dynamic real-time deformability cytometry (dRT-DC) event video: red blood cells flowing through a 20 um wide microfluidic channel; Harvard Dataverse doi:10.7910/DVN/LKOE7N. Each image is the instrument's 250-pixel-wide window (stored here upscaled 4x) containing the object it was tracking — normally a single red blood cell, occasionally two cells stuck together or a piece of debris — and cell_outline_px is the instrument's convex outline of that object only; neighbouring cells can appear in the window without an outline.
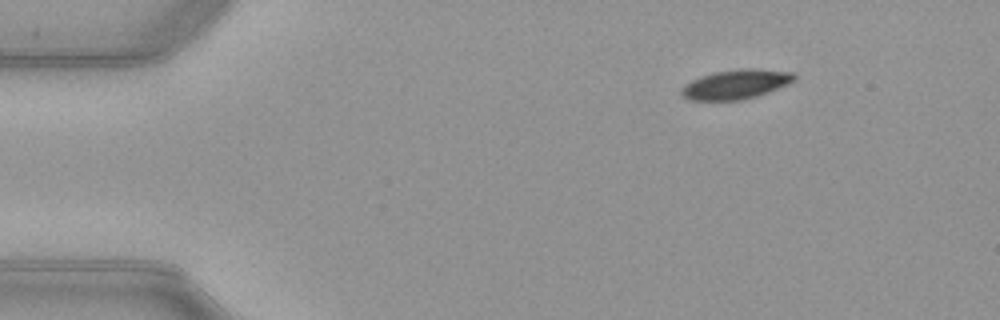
{"species": "common noctule bat (a hibernating species)", "species_latin": "Nyctalus noctula", "temperature_condition": "warm", "stored_images_in_passage": 46, "camera_frame_rate_fps": 3000, "um_per_image_px": 0.085, "animal": {"sex": "female", "body_mass_g": 21.9}, "frame": {"image": 1, "passage_image": 1, "time_ms": 0.0, "image_size_px": [1000, 320], "cell_outline_px": [[796, 80], [788, 84], [768, 92], [756, 96], [740, 100], [688, 100], [680, 92], [680, 88], [692, 80], [700, 76], [712, 72], [740, 68], [756, 68], [796, 72]], "centroid_in_image_um": [62.58, 7.14], "position_along_channel_um": 22.4, "area_um2": 19.59}}
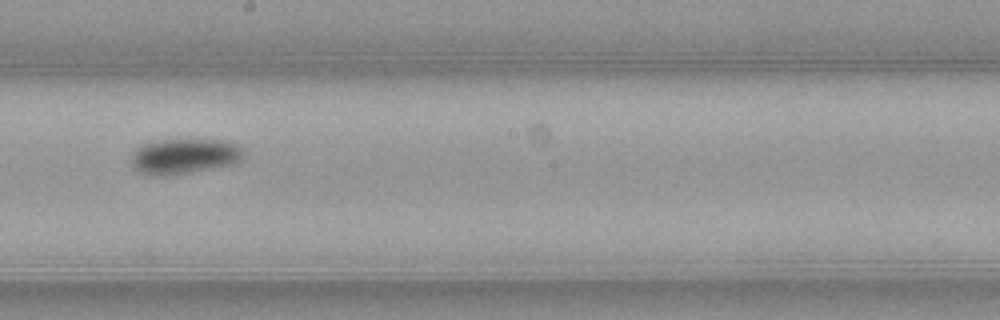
{"frame": {"image": 2, "passage_image": 23, "time_ms": 7.333, "image_size_px": [1000, 320], "cell_outline_px": [[244, 152], [240, 160], [228, 164], [168, 176], [152, 176], [140, 172], [132, 164], [132, 156], [136, 148], [144, 144], [156, 140], [224, 140], [236, 144]], "centroid_in_image_um": [15.62, 13.27], "position_along_channel_um": 232.6, "area_um2": 22.6}}
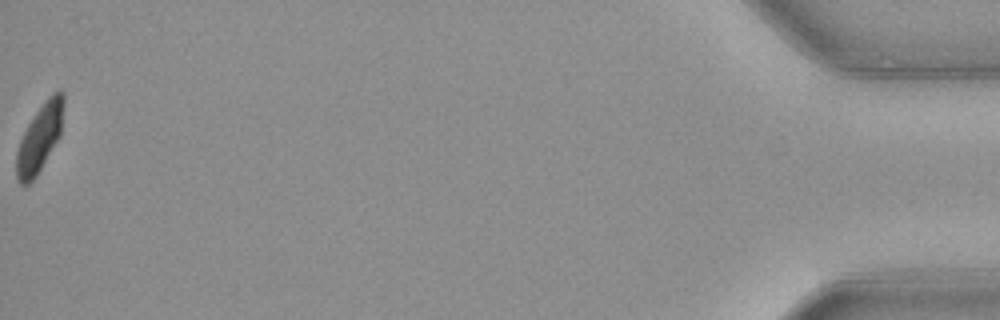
{"frame": {"image": 3, "passage_image": 46, "time_ms": 15.0, "image_size_px": [1000, 320], "cell_outline_px": [[64, 104], [60, 136], [36, 176], [28, 184], [20, 184], [16, 180], [16, 152], [20, 140], [28, 124], [36, 112], [48, 96], [52, 92], [64, 92]], "centroid_in_image_um": [3.37, 11.73], "position_along_channel_um": 431.8, "area_um2": 18.44}, "authors_computed_cell_mechanics": {"area_um2": 20.519, "velocity_mm_per_s": 3.9767, "shape_relaxation_time_tau1_ms": 3.1269, "shape_relaxation_time_tau2_ms": null, "deformation_change_tau1": 0.1342, "deformation_change_tau2": null}}